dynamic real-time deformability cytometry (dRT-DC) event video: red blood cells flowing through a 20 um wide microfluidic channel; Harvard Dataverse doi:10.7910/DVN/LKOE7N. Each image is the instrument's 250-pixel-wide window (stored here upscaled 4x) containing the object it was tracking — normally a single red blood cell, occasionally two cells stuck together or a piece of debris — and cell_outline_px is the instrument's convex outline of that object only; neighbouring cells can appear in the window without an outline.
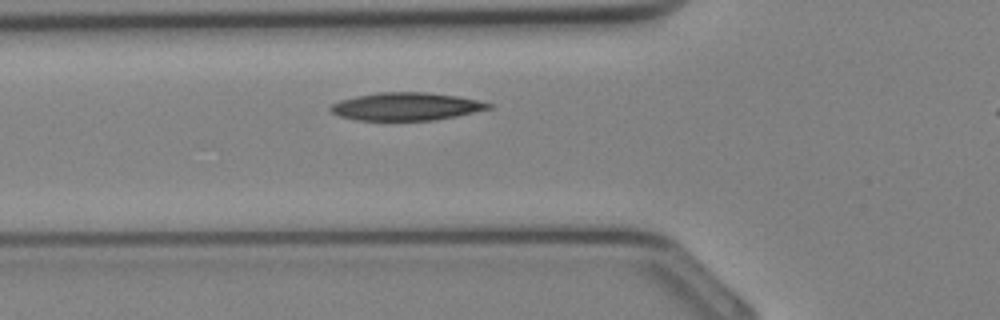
{"species": "Egyptian fruit bat (a non-hibernating species)", "species_latin": "Rousettus aegyptiacus", "temperature_condition": "cold", "stored_images_in_passage": 23, "camera_frame_rate_fps": 3000, "um_per_image_px": 0.085, "animal": {"sex": "female"}, "frame": {"image": 1, "passage_image": 4, "time_ms": 1.0, "image_size_px": [1000, 320], "cell_outline_px": [[492, 108], [456, 116], [436, 120], [356, 120], [340, 116], [332, 112], [328, 108], [332, 104], [340, 100], [356, 96], [380, 92], [428, 92], [456, 96], [476, 100], [492, 104]], "centroid_in_image_um": [34.51, 9.05], "position_along_channel_um": 91.3, "area_um2": 25.49}}
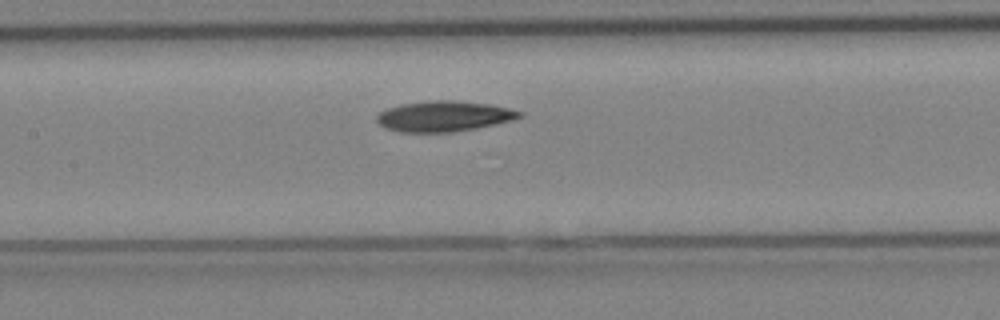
{"frame": {"image": 2, "passage_image": 8, "time_ms": 2.333, "image_size_px": [1000, 320], "cell_outline_px": [[524, 116], [516, 120], [476, 128], [452, 132], [400, 132], [384, 128], [376, 120], [376, 116], [380, 112], [388, 108], [404, 104], [436, 100], [452, 100], [488, 104], [508, 108], [524, 112]], "centroid_in_image_um": [37.78, 9.89], "position_along_channel_um": 169.6, "area_um2": 25.37}}
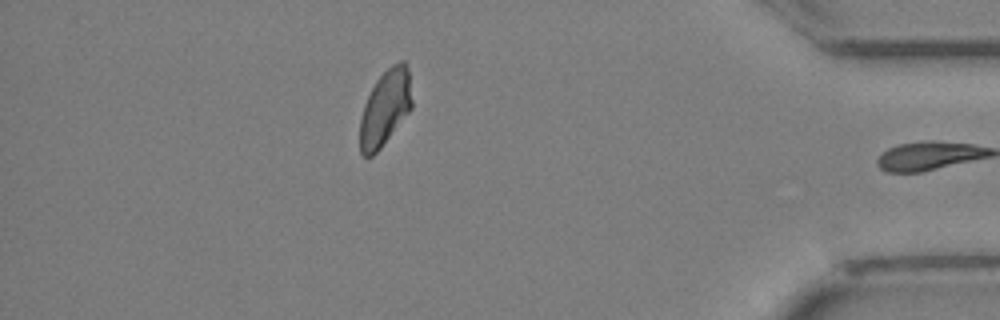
{"frame": {"image": 3, "passage_image": 22, "time_ms": 7.0, "image_size_px": [1000, 320], "cell_outline_px": [[412, 108], [380, 148], [372, 156], [364, 156], [360, 152], [360, 120], [364, 104], [376, 80], [392, 64], [400, 60], [404, 60], [408, 64], [412, 100]], "centroid_in_image_um": [32.75, 9.14], "position_along_channel_um": 402.4, "area_um2": 22.83}}